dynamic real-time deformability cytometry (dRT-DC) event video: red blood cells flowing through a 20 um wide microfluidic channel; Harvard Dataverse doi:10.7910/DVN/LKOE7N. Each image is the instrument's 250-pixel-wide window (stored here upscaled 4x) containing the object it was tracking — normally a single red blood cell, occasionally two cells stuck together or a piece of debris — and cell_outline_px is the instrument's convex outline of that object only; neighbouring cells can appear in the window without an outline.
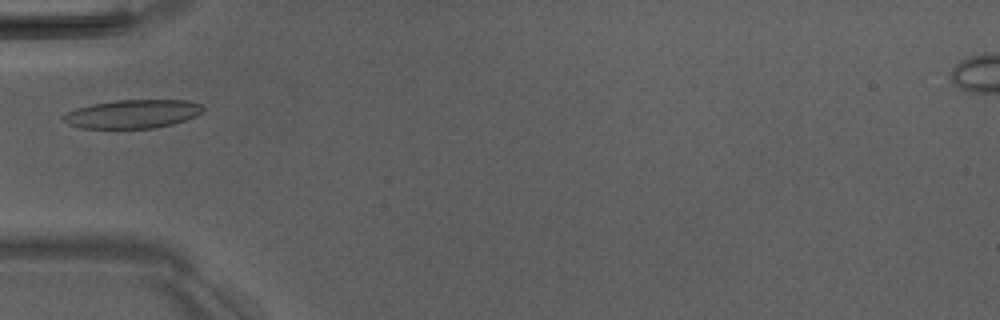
{"species": "Egyptian fruit bat (a non-hibernating species)", "species_latin": "Rousettus aegyptiacus", "temperature_condition": "room temperature", "stored_images_in_passage": 4, "camera_frame_rate_fps": 3000, "um_per_image_px": 0.085, "animal": {"sex": "male"}, "frame": {"image": 1, "passage_image": 3, "time_ms": 2.333, "image_size_px": [1000, 320], "cell_outline_px": [[204, 108], [196, 116], [172, 124], [152, 128], [80, 128], [68, 124], [64, 120], [64, 116], [68, 112], [76, 108], [92, 104], [116, 100], [188, 100], [200, 104]], "centroid_in_image_um": [11.27, 9.68], "position_along_channel_um": 73.7, "area_um2": 23.0}}